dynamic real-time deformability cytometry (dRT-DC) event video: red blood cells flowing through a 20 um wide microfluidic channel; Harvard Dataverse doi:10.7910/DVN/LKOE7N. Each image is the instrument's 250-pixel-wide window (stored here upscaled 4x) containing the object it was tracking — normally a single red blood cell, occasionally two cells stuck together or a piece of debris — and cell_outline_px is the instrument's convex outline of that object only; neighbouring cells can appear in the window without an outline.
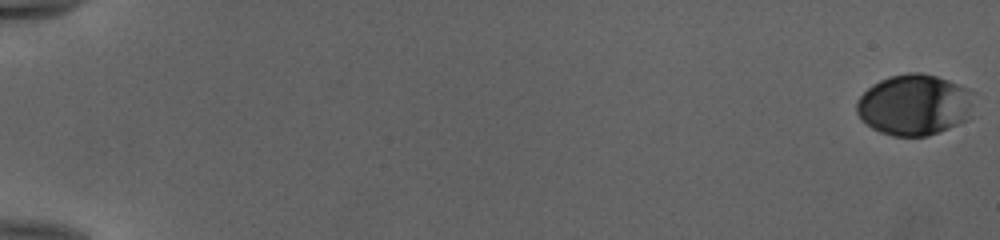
{"species": "human", "species_latin": "Homo sapiens", "temperature_condition": "cold", "stored_images_in_passage": 54, "camera_frame_rate_fps": 3000, "um_per_image_px": 0.085, "donor": {"sex": "female"}, "frame": {"image": 1, "passage_image": 1, "time_ms": 0.0, "image_size_px": [1000, 240], "cell_outline_px": [[976, 92], [972, 116], [968, 120], [940, 132], [928, 136], [892, 136], [880, 132], [872, 128], [856, 112], [856, 100], [872, 84], [888, 76], [908, 72], [920, 72], [936, 76], [960, 84]], "centroid_in_image_um": [77.79, 8.9], "position_along_channel_um": 7.2, "area_um2": 42.48}}
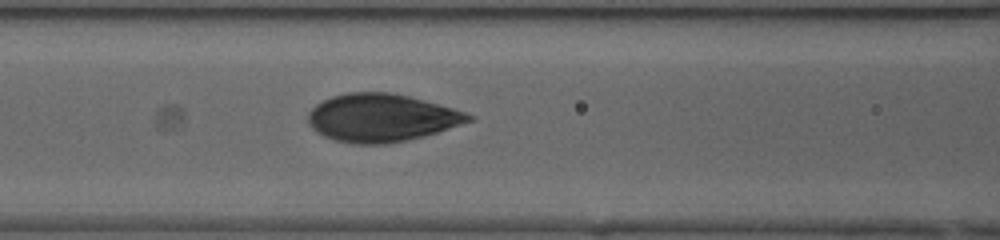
{"frame": {"image": 2, "passage_image": 26, "time_ms": 8.333, "image_size_px": [1000, 240], "cell_outline_px": [[476, 116], [472, 120], [424, 136], [408, 140], [384, 144], [352, 144], [336, 140], [324, 136], [316, 132], [308, 124], [308, 112], [316, 104], [332, 96], [348, 92], [392, 92], [424, 100], [452, 108]], "centroid_in_image_um": [32.39, 10.01], "position_along_channel_um": 134.2, "area_um2": 44.62}}
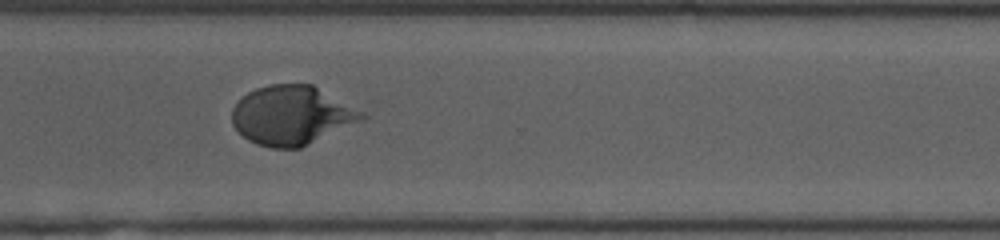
{"frame": {"image": 3, "passage_image": 42, "time_ms": 13.667, "image_size_px": [1000, 240], "cell_outline_px": [[368, 116], [364, 120], [300, 148], [272, 148], [256, 144], [248, 140], [232, 124], [232, 108], [248, 92], [256, 88], [272, 84], [312, 84], [364, 112]], "centroid_in_image_um": [24.82, 9.81], "position_along_channel_um": 345.8, "area_um2": 44.56}, "authors_computed_cell_mechanics": {"area_um2": 43.3211, "velocity_mm_per_s": 3.9755, "shape_relaxation_time_tau1_ms": 5.7527, "shape_relaxation_time_tau2_ms": null, "deformation_change_tau1": 0.2395, "deformation_change_tau2": null}}